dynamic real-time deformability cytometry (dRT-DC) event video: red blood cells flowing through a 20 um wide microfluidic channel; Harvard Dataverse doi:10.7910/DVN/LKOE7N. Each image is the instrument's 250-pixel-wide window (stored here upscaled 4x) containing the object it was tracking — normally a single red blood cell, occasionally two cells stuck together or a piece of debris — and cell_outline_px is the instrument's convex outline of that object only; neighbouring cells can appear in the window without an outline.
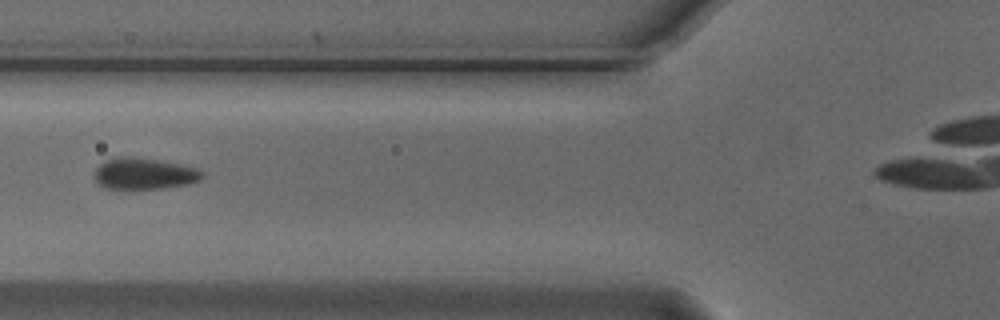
{"species": "Egyptian fruit bat (a non-hibernating species)", "species_latin": "Rousettus aegyptiacus", "temperature_condition": "cold", "stored_images_in_passage": 5, "camera_frame_rate_fps": 3000, "um_per_image_px": 0.085, "animal": {"sex": "male"}, "frame": {"image": 1, "passage_image": 5, "time_ms": 1.333, "image_size_px": [1000, 320], "cell_outline_px": [[204, 176], [200, 180], [184, 184], [164, 188], [104, 188], [92, 176], [92, 172], [104, 160], [120, 156], [132, 156], [160, 160], [180, 164], [196, 168], [204, 172]], "centroid_in_image_um": [12.21, 14.74], "position_along_channel_um": 113.6, "area_um2": 19.77}}